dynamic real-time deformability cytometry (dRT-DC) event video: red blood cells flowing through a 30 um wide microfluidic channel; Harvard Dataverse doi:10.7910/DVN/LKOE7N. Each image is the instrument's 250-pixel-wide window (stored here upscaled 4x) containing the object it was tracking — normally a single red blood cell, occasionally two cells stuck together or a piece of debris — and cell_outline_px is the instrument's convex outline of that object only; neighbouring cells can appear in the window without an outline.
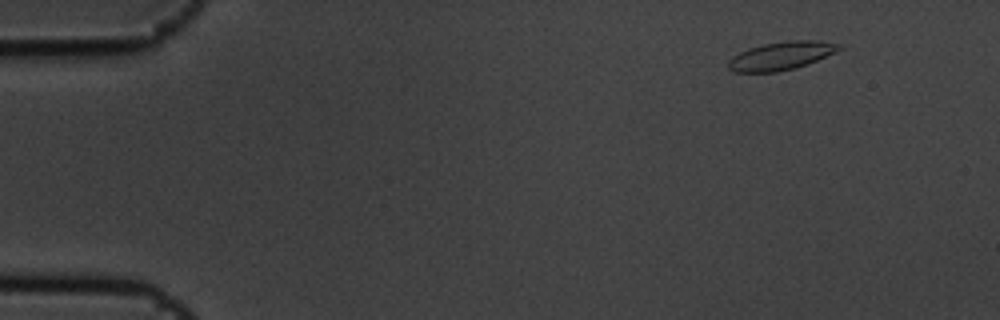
{"species": "common noctule bat (a hibernating species)", "species_latin": "Nyctalus noctula", "temperature_condition": "cold", "stored_images_in_passage": 4, "camera_frame_rate_fps": 3000, "um_per_image_px": 0.085, "animal": {"sex": "male", "body_mass_g": 19.5, "forearm_length_mm": 54.6}, "frame": {"image": 1, "passage_image": 1, "time_ms": 0.0, "image_size_px": [1000, 320], "cell_outline_px": [[844, 48], [836, 52], [808, 64], [776, 72], [732, 72], [728, 68], [728, 60], [732, 56], [748, 48], [764, 44], [788, 40], [816, 40], [844, 44]], "centroid_in_image_um": [66.43, 4.73], "position_along_channel_um": 18.6, "area_um2": 18.38}}